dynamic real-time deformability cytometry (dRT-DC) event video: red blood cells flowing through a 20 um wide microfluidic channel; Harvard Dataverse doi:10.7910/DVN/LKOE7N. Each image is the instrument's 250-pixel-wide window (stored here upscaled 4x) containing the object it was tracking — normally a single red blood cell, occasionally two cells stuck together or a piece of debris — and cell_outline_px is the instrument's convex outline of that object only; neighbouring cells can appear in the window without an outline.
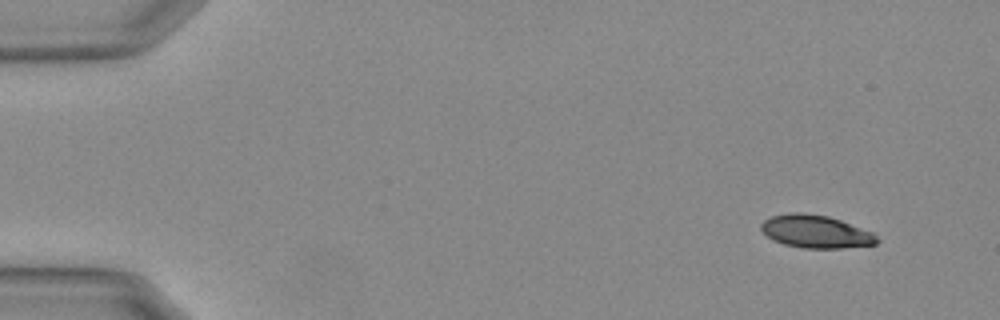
{"species": "Egyptian fruit bat (a non-hibernating species)", "species_latin": "Rousettus aegyptiacus", "temperature_condition": "warm", "stored_images_in_passage": 52, "camera_frame_rate_fps": 3000, "um_per_image_px": 0.085, "animal": {"sex": "female"}, "frame": {"image": 1, "passage_image": 1, "time_ms": 0.0, "image_size_px": [1000, 320], "cell_outline_px": [[880, 240], [876, 244], [840, 248], [804, 248], [784, 244], [772, 240], [760, 228], [760, 224], [764, 220], [772, 216], [788, 212], [804, 212], [828, 216], [840, 220], [872, 232]], "centroid_in_image_um": [69.31, 19.67], "position_along_channel_um": 15.7, "area_um2": 22.14}}
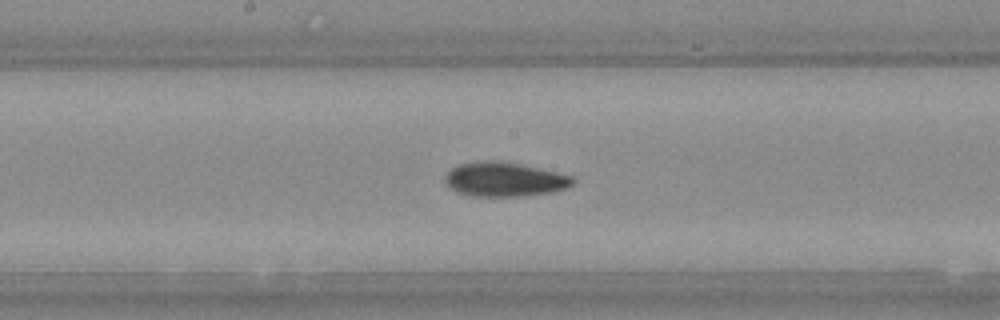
{"frame": {"image": 2, "passage_image": 26, "time_ms": 8.333, "image_size_px": [1000, 320], "cell_outline_px": [[576, 180], [568, 188], [552, 192], [524, 196], [472, 196], [448, 188], [444, 180], [444, 176], [456, 164], [484, 160], [496, 160], [520, 164], [556, 172], [572, 176]], "centroid_in_image_um": [42.86, 15.24], "position_along_channel_um": 205.3, "area_um2": 25.66}}
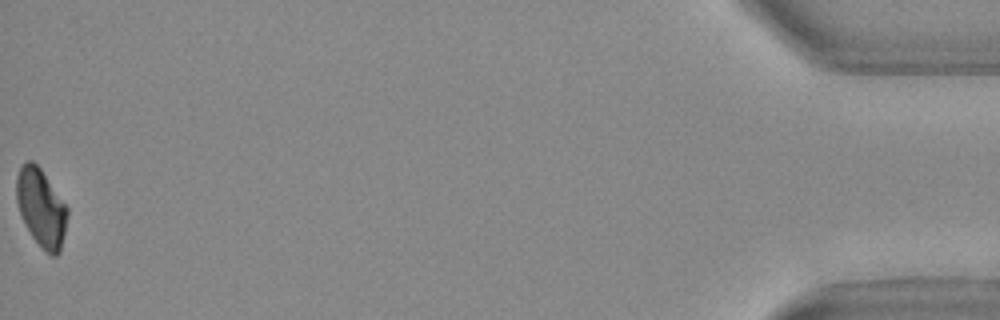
{"frame": {"image": 3, "passage_image": 52, "time_ms": 17.0, "image_size_px": [1000, 320], "cell_outline_px": [[68, 216], [60, 252], [56, 256], [52, 256], [32, 236], [20, 212], [16, 200], [16, 176], [20, 168], [28, 160], [32, 160], [40, 168], [68, 208]], "centroid_in_image_um": [3.51, 17.64], "position_along_channel_um": 431.7, "area_um2": 22.6}, "authors_computed_cell_mechanics": {"area_um2": 24.3338, "velocity_mm_per_s": 3.7194, "shape_relaxation_time_tau1_ms": 9.7739, "shape_relaxation_time_tau2_ms": 4.7981, "deformation_change_tau1": 0.2056, "deformation_change_tau2": 0.0956}}